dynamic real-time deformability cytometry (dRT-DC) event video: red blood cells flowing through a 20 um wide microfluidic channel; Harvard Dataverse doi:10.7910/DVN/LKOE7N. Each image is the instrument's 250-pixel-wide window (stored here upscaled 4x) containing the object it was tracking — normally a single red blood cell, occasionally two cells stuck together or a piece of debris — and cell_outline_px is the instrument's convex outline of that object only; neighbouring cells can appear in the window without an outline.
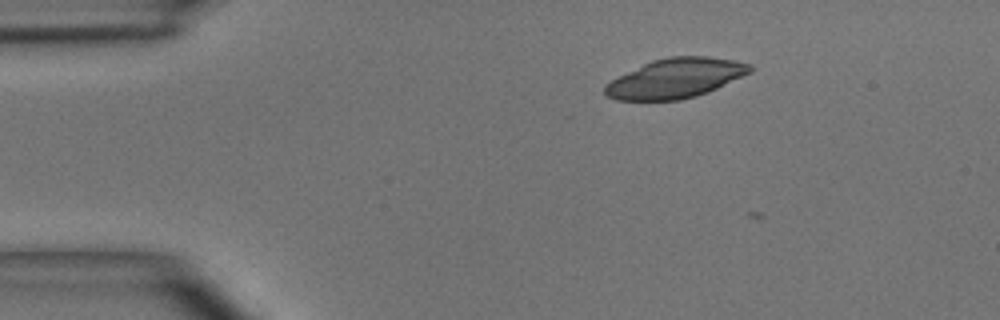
{"species": "common noctule bat (a hibernating species)", "species_latin": "Nyctalus noctula", "temperature_condition": "room temperature", "stored_images_in_passage": 4, "camera_frame_rate_fps": 3000, "um_per_image_px": 0.085, "animal": {"sex": "male", "body_mass_g": 15.6}, "frame": {"image": 1, "passage_image": 1, "time_ms": 0.0, "image_size_px": [1000, 320], "cell_outline_px": [[752, 72], [708, 92], [696, 96], [680, 100], [616, 100], [608, 96], [604, 92], [604, 84], [652, 60], [668, 56], [708, 56], [732, 60], [752, 64]], "centroid_in_image_um": [57.44, 6.65], "position_along_channel_um": 27.6, "area_um2": 33.29}}